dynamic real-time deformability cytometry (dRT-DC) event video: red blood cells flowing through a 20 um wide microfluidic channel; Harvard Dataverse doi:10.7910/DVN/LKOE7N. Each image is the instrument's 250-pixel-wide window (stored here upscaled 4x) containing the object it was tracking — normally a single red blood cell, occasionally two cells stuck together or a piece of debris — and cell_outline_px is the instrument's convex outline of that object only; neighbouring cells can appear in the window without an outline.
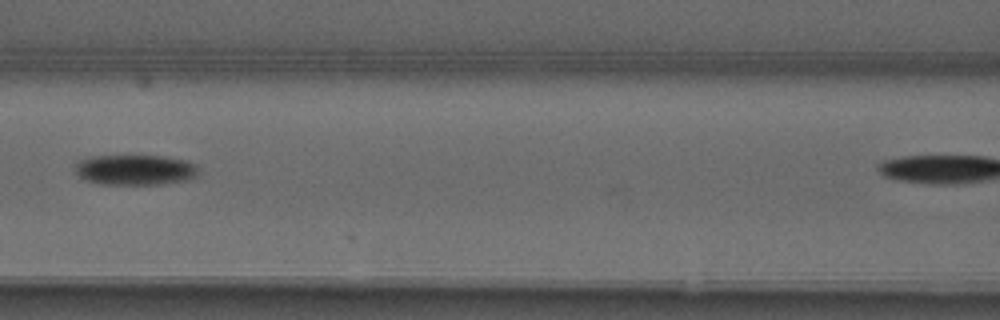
{"species": "common noctule bat (a hibernating species)", "species_latin": "Nyctalus noctula", "temperature_condition": "warm", "stored_images_in_passage": 5, "segment_of_instrument_passage": [1, 2], "camera_frame_rate_fps": 3000, "um_per_image_px": 0.085, "animal": {"sex": "male", "forearm_length_mm": 52.5}, "frame": {"image": 1, "passage_image": 4, "time_ms": 1.0, "image_size_px": [1000, 320], "cell_outline_px": [[200, 176], [188, 180], [160, 184], [100, 184], [84, 180], [76, 172], [76, 164], [80, 160], [92, 156], [164, 156], [188, 160], [196, 164], [200, 168]], "centroid_in_image_um": [11.58, 14.44], "position_along_channel_um": 155.0, "area_um2": 22.14}}